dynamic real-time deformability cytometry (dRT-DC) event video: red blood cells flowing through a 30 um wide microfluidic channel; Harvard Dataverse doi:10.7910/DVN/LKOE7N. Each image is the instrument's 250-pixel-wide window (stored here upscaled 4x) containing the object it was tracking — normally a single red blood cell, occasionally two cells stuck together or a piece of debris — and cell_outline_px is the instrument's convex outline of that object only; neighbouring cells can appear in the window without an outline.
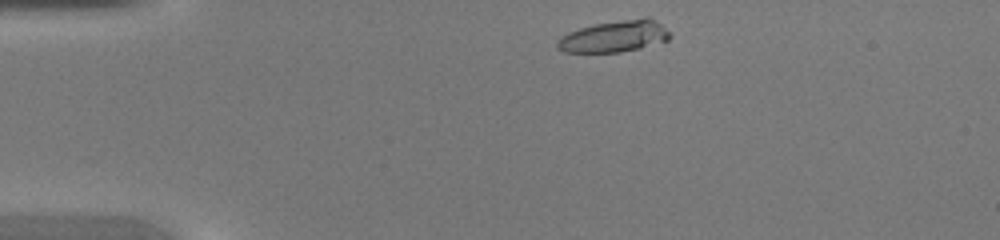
{"species": "common noctule bat (a hibernating species)", "species_latin": "Nyctalus noctula", "temperature_condition": "warm", "stored_images_in_passage": 6, "camera_frame_rate_fps": 3000, "um_per_image_px": 0.085, "animal": {"sex": "female", "body_mass_g": 20.0, "forearm_length_mm": 54.0}, "frame": {"image": 1, "passage_image": 1, "time_ms": 0.0, "image_size_px": [1000, 240], "cell_outline_px": [[672, 36], [668, 40], [640, 48], [620, 52], [564, 52], [556, 48], [556, 40], [560, 36], [568, 32], [580, 28], [596, 24], [644, 16], [648, 16], [660, 24]], "centroid_in_image_um": [52.19, 3.09], "position_along_channel_um": 32.8, "area_um2": 20.75}}